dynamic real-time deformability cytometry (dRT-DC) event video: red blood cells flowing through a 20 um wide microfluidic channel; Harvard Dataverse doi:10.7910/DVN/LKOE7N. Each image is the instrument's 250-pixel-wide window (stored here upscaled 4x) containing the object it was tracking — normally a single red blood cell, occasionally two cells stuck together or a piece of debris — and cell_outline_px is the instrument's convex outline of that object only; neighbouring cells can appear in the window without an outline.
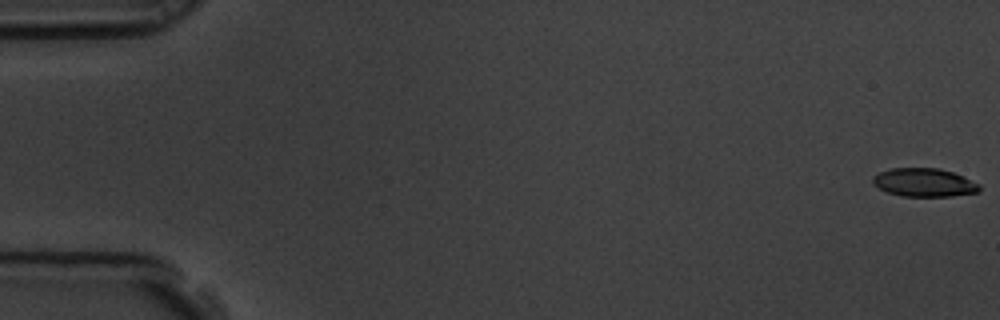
{"species": "common noctule bat (a hibernating species)", "species_latin": "Nyctalus noctula", "temperature_condition": "room temperature", "stored_images_in_passage": 5, "camera_frame_rate_fps": 3000, "um_per_image_px": 0.085, "animal": {"sex": "male", "body_mass_g": 19.5, "forearm_length_mm": 54.6}, "frame": {"image": 1, "passage_image": 1, "time_ms": 0.0, "image_size_px": [1000, 320], "cell_outline_px": [[980, 192], [952, 196], [900, 196], [888, 192], [872, 184], [872, 176], [880, 172], [892, 168], [940, 168], [964, 176], [980, 184]], "centroid_in_image_um": [78.57, 15.51], "position_along_channel_um": 6.4, "area_um2": 17.74}}
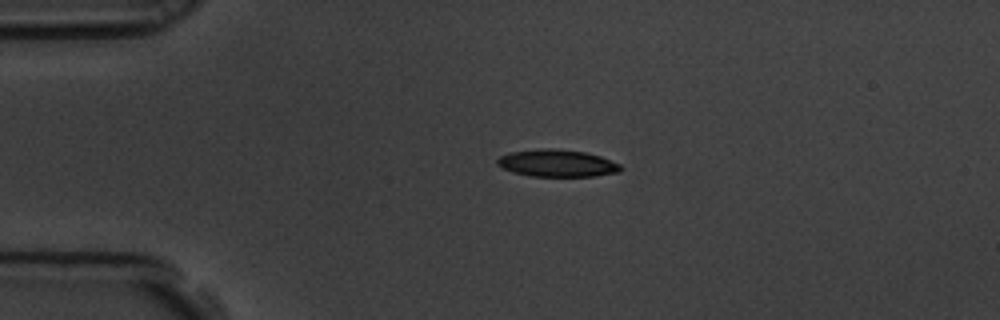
{"frame": {"image": 2, "passage_image": 4, "time_ms": 1.0, "image_size_px": [1000, 320], "cell_outline_px": [[624, 168], [616, 172], [596, 176], [528, 176], [512, 172], [496, 164], [496, 160], [500, 156], [508, 152], [540, 148], [552, 148], [584, 152], [600, 156], [620, 164]], "centroid_in_image_um": [47.32, 13.87], "position_along_channel_um": 37.7, "area_um2": 19.59}}